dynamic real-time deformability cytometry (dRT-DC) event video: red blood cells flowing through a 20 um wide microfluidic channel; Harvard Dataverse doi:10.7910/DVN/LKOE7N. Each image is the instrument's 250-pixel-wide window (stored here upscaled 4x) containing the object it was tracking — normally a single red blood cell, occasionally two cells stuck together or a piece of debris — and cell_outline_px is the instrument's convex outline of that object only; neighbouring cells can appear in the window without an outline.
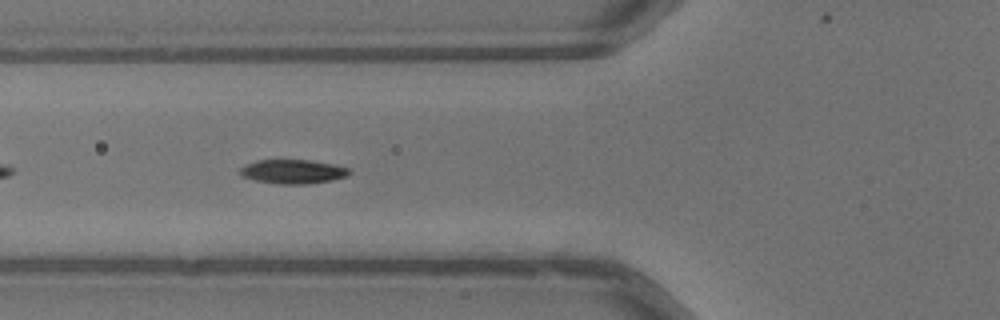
{"species": "common noctule bat (a hibernating species)", "species_latin": "Nyctalus noctula", "temperature_condition": "warm", "stored_images_in_passage": 15, "camera_frame_rate_fps": 3000, "um_per_image_px": 0.085, "animal": {"sex": "male", "body_mass_g": 13.3}, "frame": {"image": 1, "passage_image": 5, "time_ms": 1.333, "image_size_px": [1000, 320], "cell_outline_px": [[352, 172], [348, 176], [332, 180], [308, 184], [280, 184], [256, 180], [240, 176], [240, 168], [244, 164], [256, 160], [312, 160], [336, 164], [348, 168]], "centroid_in_image_um": [24.92, 14.58], "position_along_channel_um": 100.9, "area_um2": 15.55}}
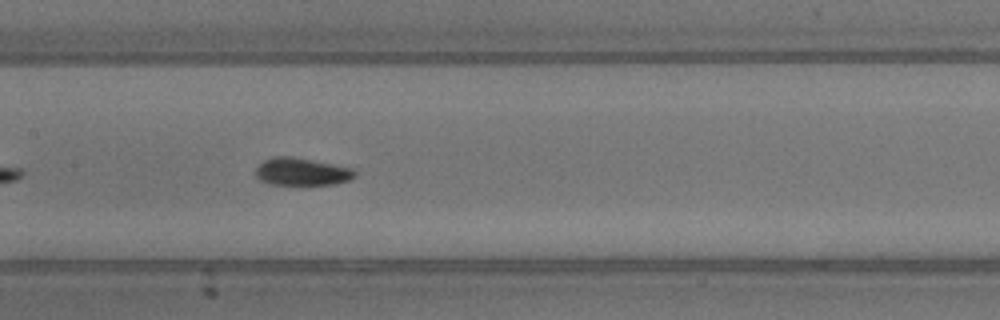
{"frame": {"image": 2, "passage_image": 11, "time_ms": 3.333, "image_size_px": [1000, 320], "cell_outline_px": [[356, 176], [348, 180], [332, 184], [272, 184], [260, 180], [256, 176], [256, 168], [264, 160], [272, 156], [292, 156], [352, 168], [356, 172]], "centroid_in_image_um": [25.63, 14.58], "position_along_channel_um": 181.8, "area_um2": 15.72}}